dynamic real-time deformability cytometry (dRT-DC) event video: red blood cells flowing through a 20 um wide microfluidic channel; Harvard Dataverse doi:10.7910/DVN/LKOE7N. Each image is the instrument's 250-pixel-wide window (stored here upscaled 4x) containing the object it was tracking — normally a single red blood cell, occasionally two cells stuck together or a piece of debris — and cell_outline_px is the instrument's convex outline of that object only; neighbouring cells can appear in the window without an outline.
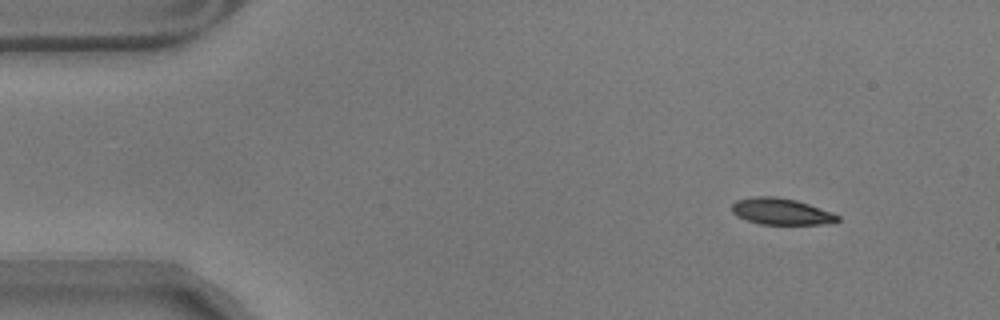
{"species": "common noctule bat (a hibernating species)", "species_latin": "Nyctalus noctula", "temperature_condition": "warm", "stored_images_in_passage": 53, "segment_of_instrument_passage": [1, 2], "camera_frame_rate_fps": 3000, "um_per_image_px": 0.085, "animal": {"sex": "male", "body_mass_g": 17.9}, "frame": {"image": 1, "passage_image": 1, "time_ms": 0.0, "image_size_px": [1000, 320], "cell_outline_px": [[840, 220], [824, 224], [760, 224], [736, 216], [732, 212], [732, 204], [736, 200], [752, 196], [776, 196], [796, 200], [832, 212], [840, 216]], "centroid_in_image_um": [66.38, 17.97], "position_along_channel_um": 18.6, "area_um2": 16.3}}
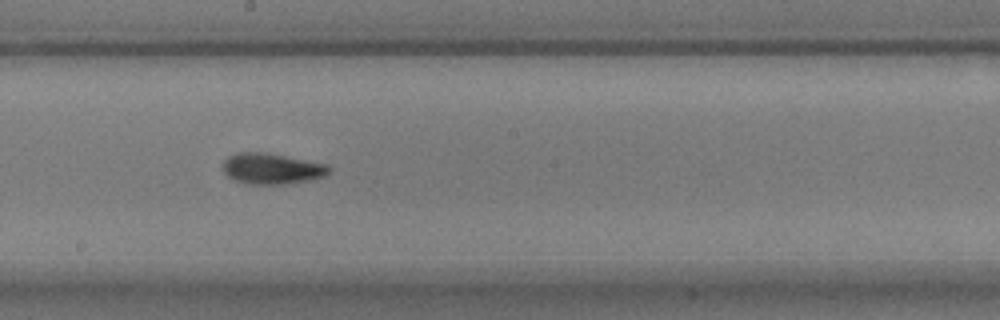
{"frame": {"image": 2, "passage_image": 26, "time_ms": 8.333, "image_size_px": [1000, 320], "cell_outline_px": [[332, 168], [324, 176], [308, 180], [288, 184], [248, 184], [236, 180], [228, 176], [224, 172], [224, 160], [228, 156], [236, 152], [264, 152], [328, 164]], "centroid_in_image_um": [23.11, 14.33], "position_along_channel_um": 225.1, "area_um2": 19.02}}
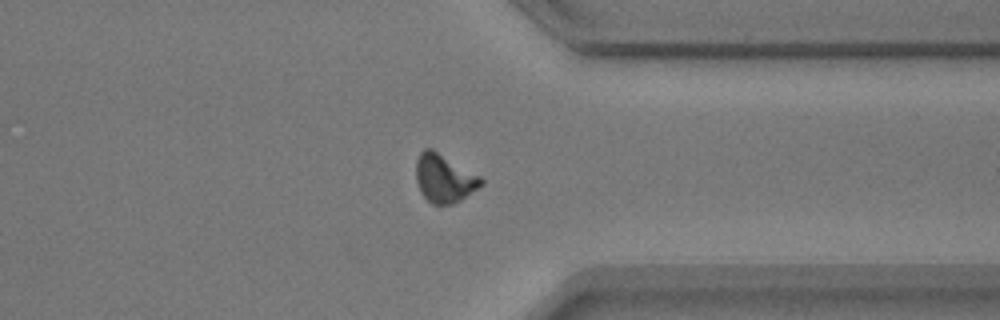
{"frame": {"image": 3, "passage_image": 39, "time_ms": 12.667, "image_size_px": [1000, 320], "cell_outline_px": [[484, 184], [460, 200], [452, 204], [432, 204], [420, 192], [416, 180], [416, 160], [420, 152], [424, 148], [432, 148], [480, 176], [484, 180]], "centroid_in_image_um": [37.75, 15.14], "position_along_channel_um": 373.7, "area_um2": 18.26}}